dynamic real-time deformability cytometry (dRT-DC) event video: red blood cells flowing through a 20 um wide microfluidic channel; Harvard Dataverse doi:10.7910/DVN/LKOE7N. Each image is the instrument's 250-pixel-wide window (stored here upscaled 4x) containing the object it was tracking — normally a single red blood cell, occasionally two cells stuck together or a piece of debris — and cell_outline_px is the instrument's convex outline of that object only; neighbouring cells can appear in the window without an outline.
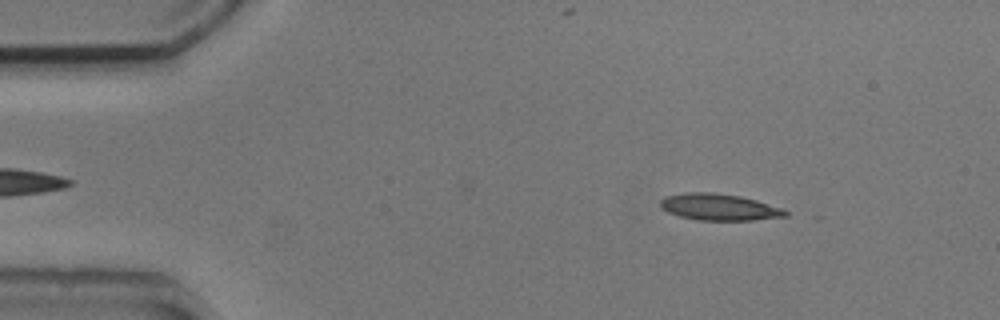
{"species": "common noctule bat (a hibernating species)", "species_latin": "Nyctalus noctula", "temperature_condition": "cold", "stored_images_in_passage": 16, "camera_frame_rate_fps": 3000, "um_per_image_px": 0.085, "animal": {"sex": "male", "body_mass_g": 20.5, "forearm_length_mm": 52.5}, "frame": {"image": 1, "passage_image": 7, "time_ms": 2.0, "image_size_px": [1000, 320], "cell_outline_px": [[788, 216], [752, 220], [696, 220], [680, 216], [668, 212], [660, 208], [660, 200], [668, 196], [688, 192], [712, 192], [740, 196], [756, 200], [784, 208], [788, 212]], "centroid_in_image_um": [61.15, 17.6], "position_along_channel_um": 23.9, "area_um2": 19.36}}
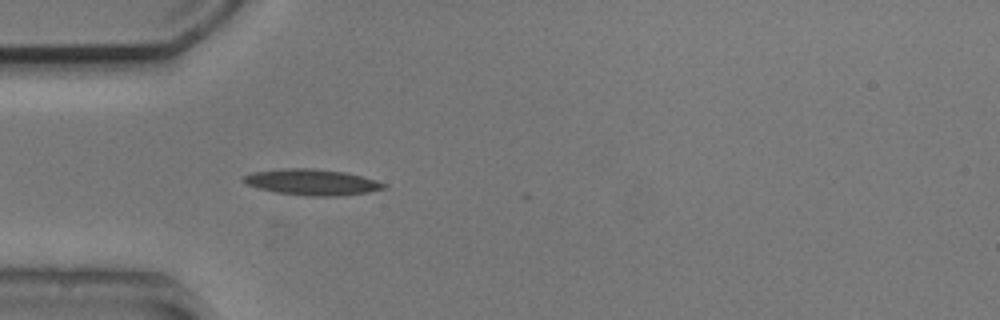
{"frame": {"image": 2, "passage_image": 15, "time_ms": 4.667, "image_size_px": [1000, 320], "cell_outline_px": [[388, 188], [368, 192], [344, 196], [308, 196], [276, 192], [244, 184], [244, 176], [252, 172], [284, 168], [312, 168], [344, 172], [376, 180], [388, 184]], "centroid_in_image_um": [26.56, 15.49], "position_along_channel_um": 58.4, "area_um2": 21.27}}